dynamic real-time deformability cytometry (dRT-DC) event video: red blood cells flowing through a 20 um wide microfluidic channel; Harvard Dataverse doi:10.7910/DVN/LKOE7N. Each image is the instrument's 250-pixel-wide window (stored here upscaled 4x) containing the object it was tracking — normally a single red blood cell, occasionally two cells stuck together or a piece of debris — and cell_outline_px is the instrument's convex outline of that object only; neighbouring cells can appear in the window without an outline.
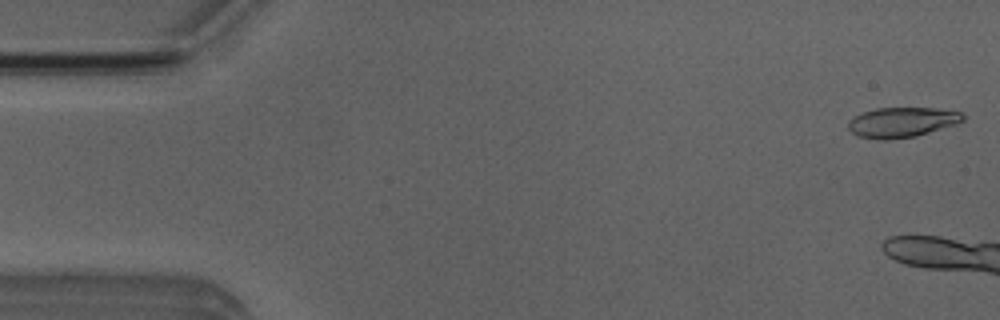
{"species": "Egyptian fruit bat (a non-hibernating species)", "species_latin": "Rousettus aegyptiacus", "temperature_condition": "room temperature", "stored_images_in_passage": 5, "camera_frame_rate_fps": 3000, "um_per_image_px": 0.085, "animal": {"sex": "male"}, "frame": {"image": 1, "passage_image": 1, "time_ms": 0.0, "image_size_px": [1000, 320], "cell_outline_px": [[968, 116], [964, 120], [956, 124], [916, 136], [888, 140], [876, 140], [860, 136], [852, 132], [848, 128], [848, 120], [864, 112], [876, 108], [936, 108], [964, 112]], "centroid_in_image_um": [76.71, 10.39], "position_along_channel_um": 8.3, "area_um2": 20.23}}